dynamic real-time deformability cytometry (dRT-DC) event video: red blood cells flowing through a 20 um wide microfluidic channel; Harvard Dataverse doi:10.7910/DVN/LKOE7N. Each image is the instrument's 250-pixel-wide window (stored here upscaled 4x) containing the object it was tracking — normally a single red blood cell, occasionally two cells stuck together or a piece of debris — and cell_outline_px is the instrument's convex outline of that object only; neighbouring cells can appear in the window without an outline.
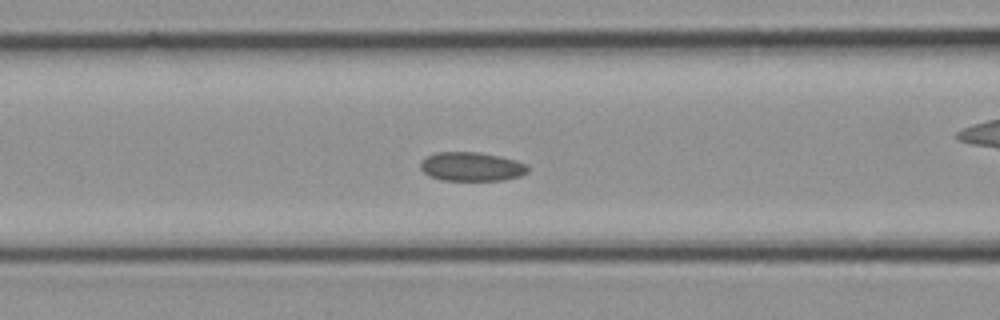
{"species": "common noctule bat (a hibernating species)", "species_latin": "Nyctalus noctula", "temperature_condition": "cold", "stored_images_in_passage": 17, "segment_of_instrument_passage": [1, 2], "camera_frame_rate_fps": 3000, "um_per_image_px": 0.085, "animal": {"sex": "female", "body_mass_g": 21.9}, "frame": {"image": 1, "passage_image": 12, "time_ms": 3.667, "image_size_px": [1000, 320], "cell_outline_px": [[528, 172], [520, 176], [504, 180], [444, 180], [428, 176], [420, 168], [420, 160], [436, 152], [480, 152], [500, 156], [516, 160], [528, 164]], "centroid_in_image_um": [40.09, 14.16], "position_along_channel_um": 126.5, "area_um2": 18.26}}